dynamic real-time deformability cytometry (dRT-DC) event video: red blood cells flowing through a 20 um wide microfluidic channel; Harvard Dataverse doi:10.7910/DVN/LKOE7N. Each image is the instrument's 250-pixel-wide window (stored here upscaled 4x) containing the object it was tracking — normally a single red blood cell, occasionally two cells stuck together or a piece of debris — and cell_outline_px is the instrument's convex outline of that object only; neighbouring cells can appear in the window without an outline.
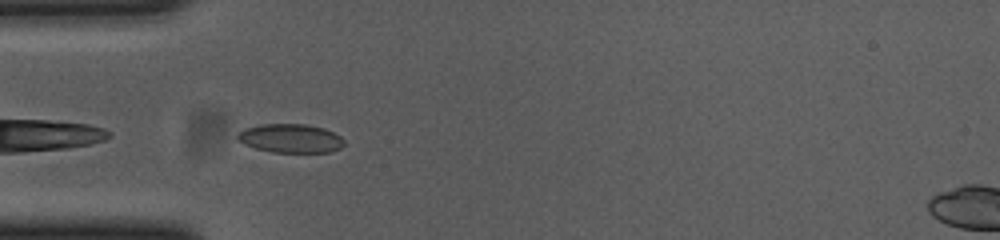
{"species": "common noctule bat (a hibernating species)", "species_latin": "Nyctalus noctula", "temperature_condition": "cold", "stored_images_in_passage": 38, "camera_frame_rate_fps": 3000, "um_per_image_px": 0.085, "animal": {"sex": "female", "body_mass_g": 23.0, "forearm_length_mm": 53.4}, "frame": {"image": 1, "passage_image": 2, "time_ms": 0.333, "image_size_px": [1000, 240], "cell_outline_px": [[344, 144], [340, 148], [328, 152], [272, 152], [256, 148], [244, 144], [236, 136], [244, 128], [260, 124], [304, 124], [324, 128], [340, 136], [344, 140]], "centroid_in_image_um": [24.7, 11.75], "position_along_channel_um": 60.3, "area_um2": 17.74}}
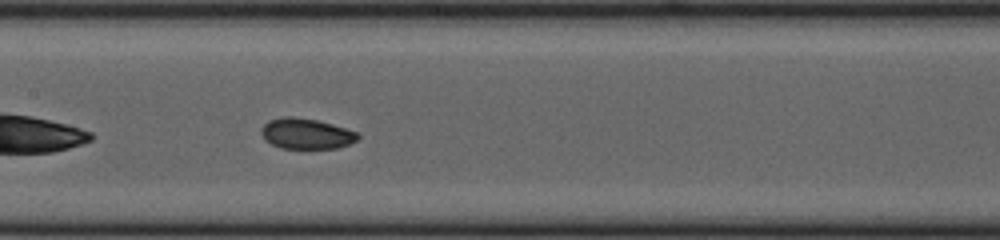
{"frame": {"image": 2, "passage_image": 12, "time_ms": 3.667, "image_size_px": [1000, 240], "cell_outline_px": [[360, 136], [356, 140], [348, 144], [336, 148], [280, 148], [264, 140], [260, 132], [260, 128], [268, 120], [284, 116], [292, 116], [316, 120], [332, 124], [356, 132]], "centroid_in_image_um": [25.97, 11.35], "position_along_channel_um": 181.4, "area_um2": 17.17}}
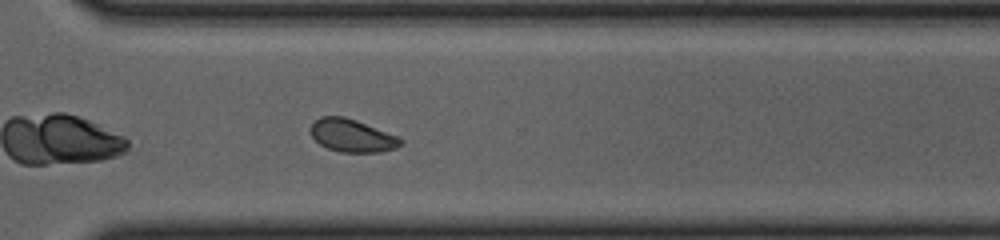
{"frame": {"image": 3, "passage_image": 25, "time_ms": 8.0, "image_size_px": [1000, 240], "cell_outline_px": [[404, 140], [396, 148], [380, 152], [340, 152], [328, 148], [320, 144], [312, 136], [312, 124], [320, 116], [344, 116], [356, 120], [400, 136]], "centroid_in_image_um": [29.97, 11.52], "position_along_channel_um": 340.6, "area_um2": 17.17}, "authors_computed_cell_mechanics": {"area_um2": 17.4267, "velocity_mm_per_s": 3.6859, "shape_relaxation_time_tau1_ms": 9.9752, "shape_relaxation_time_tau2_ms": 2.6676, "deformation_change_tau1": 0.1847, "deformation_change_tau2": 0.0521}}